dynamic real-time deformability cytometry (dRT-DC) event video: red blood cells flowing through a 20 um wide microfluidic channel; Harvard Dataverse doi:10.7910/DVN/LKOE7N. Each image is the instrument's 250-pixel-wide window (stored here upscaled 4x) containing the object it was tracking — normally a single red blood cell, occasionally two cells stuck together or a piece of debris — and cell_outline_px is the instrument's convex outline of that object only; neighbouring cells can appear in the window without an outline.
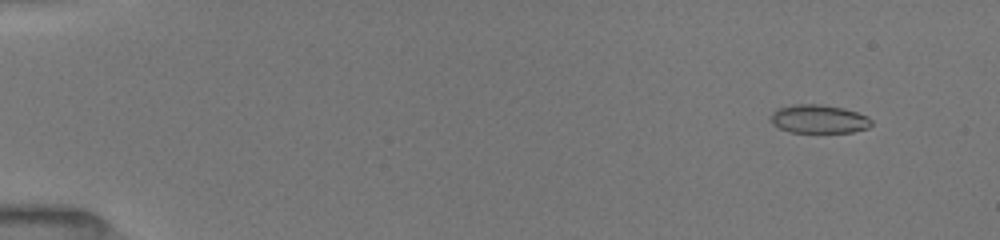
{"species": "common noctule bat (a hibernating species)", "species_latin": "Nyctalus noctula", "temperature_condition": "room temperature", "stored_images_in_passage": 14, "camera_frame_rate_fps": 3000, "um_per_image_px": 0.085, "animal": {"sex": "female", "body_mass_g": 19.5, "forearm_length_mm": 54.1}, "frame": {"image": 1, "passage_image": 3, "time_ms": 1.333, "image_size_px": [1000, 240], "cell_outline_px": [[872, 124], [868, 128], [852, 132], [788, 132], [772, 124], [772, 112], [776, 108], [792, 104], [820, 104], [844, 108], [868, 116], [872, 120]], "centroid_in_image_um": [69.6, 10.11], "position_along_channel_um": 15.4, "area_um2": 16.82}}
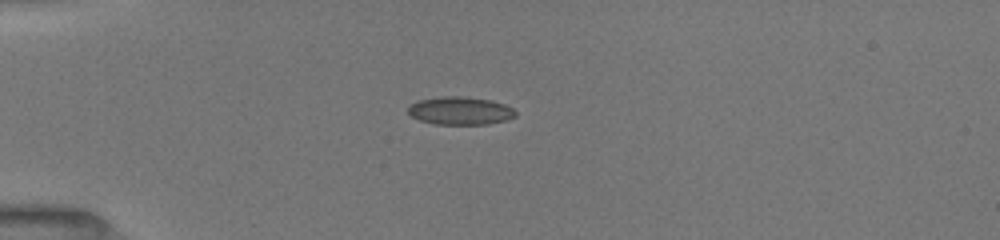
{"frame": {"image": 2, "passage_image": 9, "time_ms": 4.667, "image_size_px": [1000, 240], "cell_outline_px": [[516, 116], [504, 120], [488, 124], [436, 124], [420, 120], [412, 116], [408, 112], [408, 108], [416, 100], [440, 96], [460, 96], [492, 100], [504, 104], [512, 108], [516, 112]], "centroid_in_image_um": [39.11, 9.4], "position_along_channel_um": 45.9, "area_um2": 17.46}}
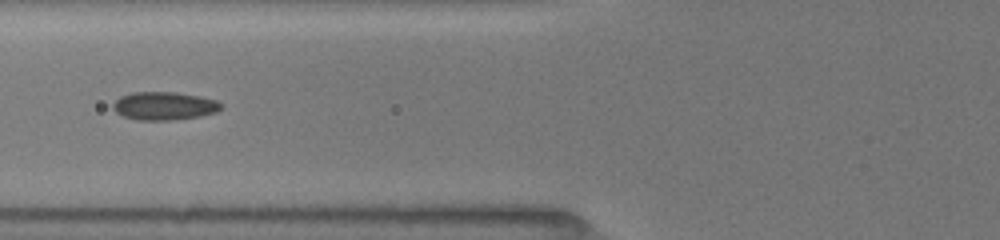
{"frame": {"image": 3, "passage_image": 13, "time_ms": 7.0, "image_size_px": [1000, 240], "cell_outline_px": [[224, 104], [216, 112], [200, 116], [172, 120], [136, 120], [124, 116], [116, 112], [112, 108], [112, 104], [120, 96], [132, 92], [176, 92], [200, 96], [216, 100]], "centroid_in_image_um": [13.95, 9.0], "position_along_channel_um": 111.9, "area_um2": 17.8}}